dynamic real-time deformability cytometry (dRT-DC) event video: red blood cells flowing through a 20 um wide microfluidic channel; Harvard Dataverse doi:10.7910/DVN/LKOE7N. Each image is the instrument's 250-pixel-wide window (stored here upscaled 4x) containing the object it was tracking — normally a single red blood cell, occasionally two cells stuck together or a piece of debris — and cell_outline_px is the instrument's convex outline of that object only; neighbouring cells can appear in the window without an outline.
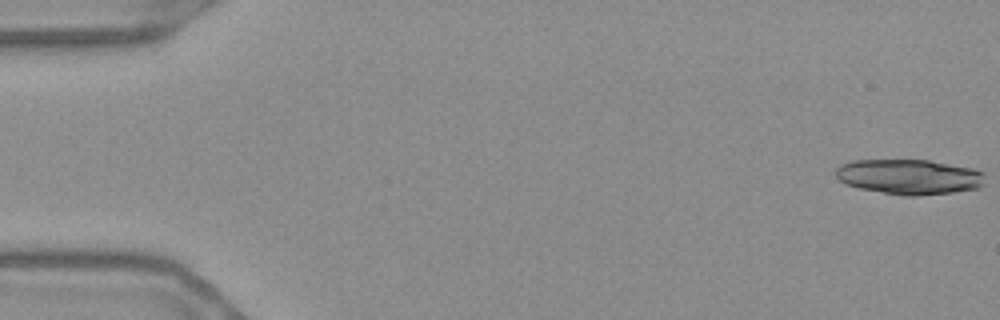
{"species": "Egyptian fruit bat (a non-hibernating species)", "species_latin": "Rousettus aegyptiacus", "temperature_condition": "warm", "stored_images_in_passage": 17, "camera_frame_rate_fps": 3000, "um_per_image_px": 0.085, "frame": {"image": 1, "passage_image": 1, "time_ms": 0.0, "image_size_px": [1000, 320], "cell_outline_px": [[984, 184], [976, 188], [952, 192], [916, 196], [904, 196], [860, 188], [848, 184], [840, 180], [836, 176], [836, 168], [840, 164], [852, 160], [928, 160], [972, 168], [984, 172]], "centroid_in_image_um": [77.28, 15.02], "position_along_channel_um": 7.7, "area_um2": 30.4}}